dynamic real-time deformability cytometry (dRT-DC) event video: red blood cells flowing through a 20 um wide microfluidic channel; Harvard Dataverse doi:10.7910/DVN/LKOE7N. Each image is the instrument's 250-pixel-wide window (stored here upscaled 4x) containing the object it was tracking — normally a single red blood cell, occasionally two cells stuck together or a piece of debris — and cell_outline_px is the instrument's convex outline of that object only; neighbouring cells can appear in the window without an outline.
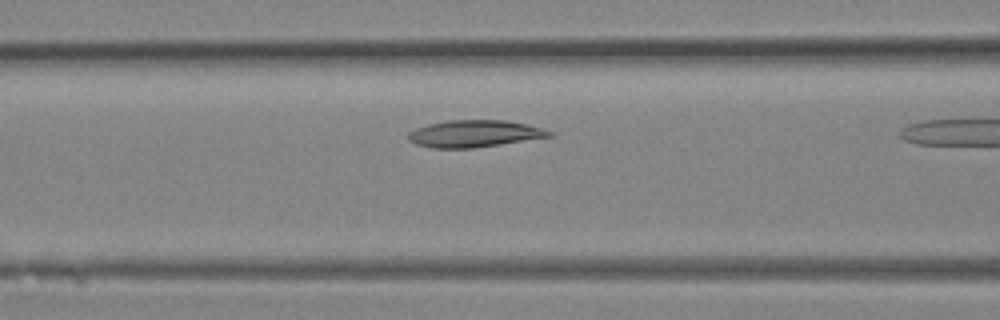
{"species": "Egyptian fruit bat (a non-hibernating species)", "species_latin": "Rousettus aegyptiacus", "temperature_condition": "room temperature", "stored_images_in_passage": 6, "camera_frame_rate_fps": 3000, "um_per_image_px": 0.085, "animal": {"sex": "female"}, "frame": {"image": 1, "passage_image": 5, "time_ms": 1.333, "image_size_px": [1000, 320], "cell_outline_px": [[552, 136], [500, 144], [472, 148], [432, 148], [416, 144], [408, 140], [408, 132], [416, 128], [428, 124], [448, 120], [504, 120], [544, 128], [552, 132]], "centroid_in_image_um": [40.29, 11.36], "position_along_channel_um": 126.3, "area_um2": 22.02}}